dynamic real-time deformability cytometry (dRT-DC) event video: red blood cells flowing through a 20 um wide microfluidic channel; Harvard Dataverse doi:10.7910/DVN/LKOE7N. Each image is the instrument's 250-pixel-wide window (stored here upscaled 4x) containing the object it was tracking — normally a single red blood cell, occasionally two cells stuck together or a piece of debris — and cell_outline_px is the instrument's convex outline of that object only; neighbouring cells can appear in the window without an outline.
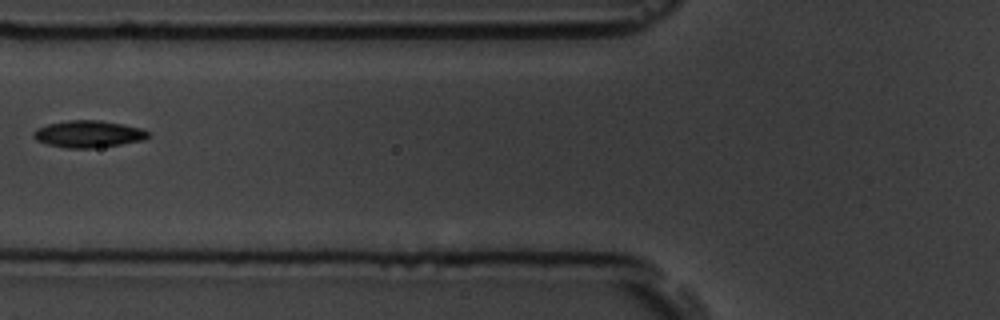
{"species": "common noctule bat (a hibernating species)", "species_latin": "Nyctalus noctula", "temperature_condition": "room temperature", "stored_images_in_passage": 3, "camera_frame_rate_fps": 3000, "um_per_image_px": 0.085, "animal": {"sex": "male", "body_mass_g": 19.5, "forearm_length_mm": 54.6}, "frame": {"image": 1, "passage_image": 3, "time_ms": 2.0, "image_size_px": [1000, 320], "cell_outline_px": [[148, 136], [144, 140], [120, 144], [92, 148], [64, 148], [48, 144], [36, 140], [32, 136], [32, 132], [36, 128], [48, 124], [68, 120], [100, 120], [124, 124], [140, 128], [148, 132]], "centroid_in_image_um": [7.47, 11.38], "position_along_channel_um": 118.3, "area_um2": 17.98}}